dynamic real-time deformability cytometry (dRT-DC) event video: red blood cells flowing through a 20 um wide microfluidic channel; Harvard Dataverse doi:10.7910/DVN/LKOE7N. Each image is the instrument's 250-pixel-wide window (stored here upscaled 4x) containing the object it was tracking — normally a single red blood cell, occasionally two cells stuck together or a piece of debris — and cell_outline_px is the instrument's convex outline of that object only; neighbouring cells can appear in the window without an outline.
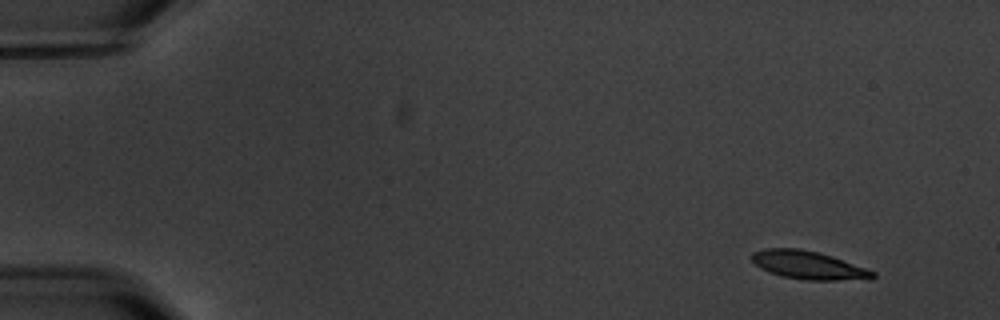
{"species": "common noctule bat (a hibernating species)", "species_latin": "Nyctalus noctula", "temperature_condition": "warm", "stored_images_in_passage": 3, "segment_of_instrument_passage": [2, 2], "camera_frame_rate_fps": 3000, "um_per_image_px": 0.085, "animal": {"sex": "male", "body_mass_g": 20.1, "forearm_length_mm": 53.5}, "frame": {"image": 1, "passage_image": 3, "time_ms": 3.0, "image_size_px": [1000, 320], "cell_outline_px": [[876, 276], [872, 280], [808, 280], [784, 276], [768, 272], [760, 268], [748, 256], [752, 252], [764, 248], [800, 248], [832, 256], [876, 272]], "centroid_in_image_um": [68.71, 22.54], "position_along_channel_um": 16.3, "area_um2": 20.0}}